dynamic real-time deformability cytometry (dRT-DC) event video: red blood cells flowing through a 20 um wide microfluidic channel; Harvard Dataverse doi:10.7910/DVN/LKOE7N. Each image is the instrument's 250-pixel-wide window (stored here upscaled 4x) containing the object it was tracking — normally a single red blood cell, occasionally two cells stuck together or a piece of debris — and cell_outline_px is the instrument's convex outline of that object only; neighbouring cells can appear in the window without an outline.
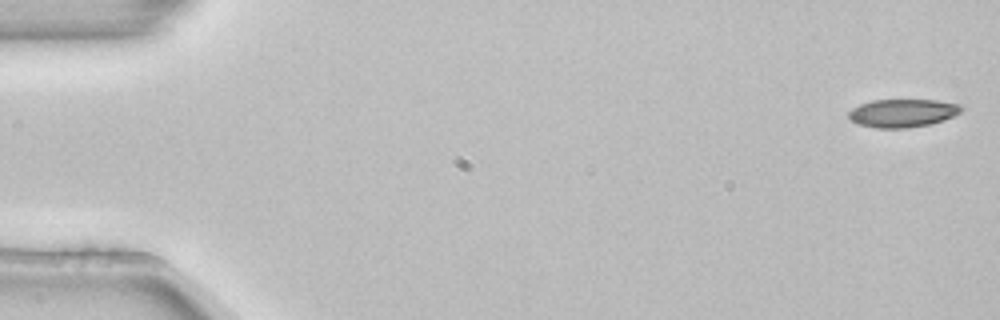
{"species": "common noctule bat (a hibernating species)", "species_latin": "Nyctalus noctula", "temperature_condition": "room temperature", "stored_images_in_passage": 4, "camera_frame_rate_fps": 3000, "um_per_image_px": 0.085, "animal": {"sex": "female", "body_mass_g": 22.7, "forearm_length_mm": 54.2}, "frame": {"image": 1, "passage_image": 1, "time_ms": 0.0, "image_size_px": [1000, 320], "cell_outline_px": [[964, 108], [960, 112], [944, 120], [932, 124], [908, 128], [876, 128], [856, 124], [848, 116], [848, 112], [852, 108], [860, 104], [872, 100], [936, 100], [960, 104]], "centroid_in_image_um": [76.72, 9.61], "position_along_channel_um": 8.3, "area_um2": 18.61}}
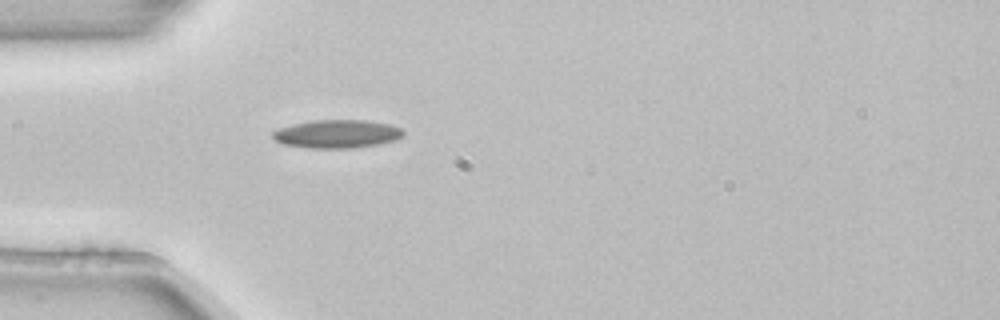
{"frame": {"image": 2, "passage_image": 4, "time_ms": 1.0, "image_size_px": [1000, 320], "cell_outline_px": [[404, 132], [396, 140], [376, 144], [352, 148], [308, 148], [284, 144], [276, 140], [272, 136], [272, 132], [280, 128], [292, 124], [312, 120], [368, 120], [392, 124], [400, 128]], "centroid_in_image_um": [28.64, 11.37], "position_along_channel_um": 56.4, "area_um2": 21.44}}